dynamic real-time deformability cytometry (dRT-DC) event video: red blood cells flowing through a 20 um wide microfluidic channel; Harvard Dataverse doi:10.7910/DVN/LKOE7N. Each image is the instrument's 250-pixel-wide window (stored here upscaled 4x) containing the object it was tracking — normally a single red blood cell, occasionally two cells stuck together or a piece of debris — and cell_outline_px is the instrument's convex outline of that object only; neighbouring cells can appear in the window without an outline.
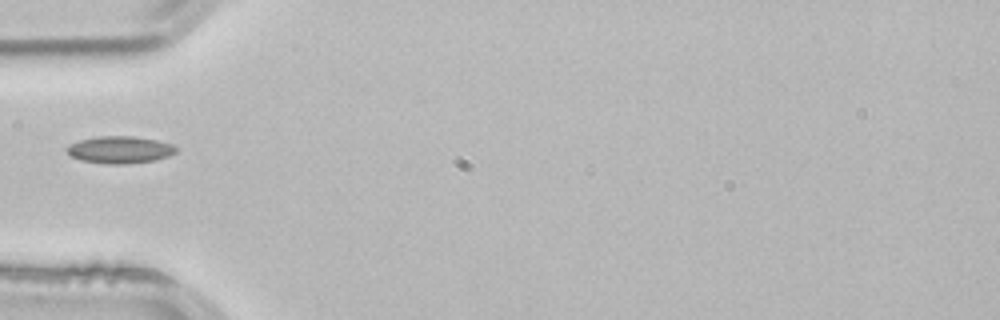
{"species": "common noctule bat (a hibernating species)", "species_latin": "Nyctalus noctula", "temperature_condition": "room temperature", "stored_images_in_passage": 3, "camera_frame_rate_fps": 3000, "um_per_image_px": 0.085, "animal": {"sex": "male", "body_mass_g": 21.5, "forearm_length_mm": 52.0}, "frame": {"image": 1, "passage_image": 3, "time_ms": 0.667, "image_size_px": [1000, 320], "cell_outline_px": [[176, 152], [168, 156], [152, 160], [128, 164], [108, 164], [80, 160], [72, 156], [68, 152], [68, 144], [80, 140], [96, 136], [136, 136], [156, 140], [172, 144], [176, 148]], "centroid_in_image_um": [10.18, 12.72], "position_along_channel_um": 74.8, "area_um2": 17.17}}